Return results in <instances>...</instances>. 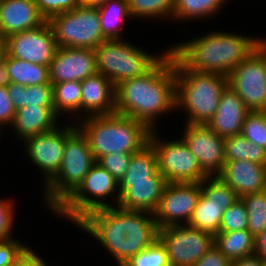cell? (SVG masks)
Wrapping results in <instances>:
<instances>
[{"label": "cell", "instance_id": "cell-1", "mask_svg": "<svg viewBox=\"0 0 266 266\" xmlns=\"http://www.w3.org/2000/svg\"><path fill=\"white\" fill-rule=\"evenodd\" d=\"M75 225L96 238L118 266L158 238L154 213L108 206L88 212Z\"/></svg>", "mask_w": 266, "mask_h": 266}, {"label": "cell", "instance_id": "cell-2", "mask_svg": "<svg viewBox=\"0 0 266 266\" xmlns=\"http://www.w3.org/2000/svg\"><path fill=\"white\" fill-rule=\"evenodd\" d=\"M115 95V113L134 118L143 122L150 130H155L156 119L161 114L178 111L172 52L169 50L144 75L119 83L115 87Z\"/></svg>", "mask_w": 266, "mask_h": 266}, {"label": "cell", "instance_id": "cell-3", "mask_svg": "<svg viewBox=\"0 0 266 266\" xmlns=\"http://www.w3.org/2000/svg\"><path fill=\"white\" fill-rule=\"evenodd\" d=\"M219 31H211L174 46L172 44L169 49L190 70L228 76L254 52L257 38Z\"/></svg>", "mask_w": 266, "mask_h": 266}, {"label": "cell", "instance_id": "cell-4", "mask_svg": "<svg viewBox=\"0 0 266 266\" xmlns=\"http://www.w3.org/2000/svg\"><path fill=\"white\" fill-rule=\"evenodd\" d=\"M80 119L76 126L87 138L96 161L110 153H136L149 143L151 130L134 118L113 113Z\"/></svg>", "mask_w": 266, "mask_h": 266}, {"label": "cell", "instance_id": "cell-5", "mask_svg": "<svg viewBox=\"0 0 266 266\" xmlns=\"http://www.w3.org/2000/svg\"><path fill=\"white\" fill-rule=\"evenodd\" d=\"M176 109L187 112L185 124L207 123L214 116L220 97L228 86V76L196 72L185 67L174 55Z\"/></svg>", "mask_w": 266, "mask_h": 266}, {"label": "cell", "instance_id": "cell-6", "mask_svg": "<svg viewBox=\"0 0 266 266\" xmlns=\"http://www.w3.org/2000/svg\"><path fill=\"white\" fill-rule=\"evenodd\" d=\"M96 162L87 138L77 128L66 139L60 169L44 185L43 200L52 212L78 188Z\"/></svg>", "mask_w": 266, "mask_h": 266}, {"label": "cell", "instance_id": "cell-7", "mask_svg": "<svg viewBox=\"0 0 266 266\" xmlns=\"http://www.w3.org/2000/svg\"><path fill=\"white\" fill-rule=\"evenodd\" d=\"M169 50L157 57L125 39L106 40L94 49L97 72L106 76L116 87L122 81L149 72Z\"/></svg>", "mask_w": 266, "mask_h": 266}, {"label": "cell", "instance_id": "cell-8", "mask_svg": "<svg viewBox=\"0 0 266 266\" xmlns=\"http://www.w3.org/2000/svg\"><path fill=\"white\" fill-rule=\"evenodd\" d=\"M110 196L115 197L113 198L116 201L114 206H118L119 183L105 168L96 162L85 176L84 181L54 213L76 224L90 211L113 206L112 203L108 204L106 201Z\"/></svg>", "mask_w": 266, "mask_h": 266}, {"label": "cell", "instance_id": "cell-9", "mask_svg": "<svg viewBox=\"0 0 266 266\" xmlns=\"http://www.w3.org/2000/svg\"><path fill=\"white\" fill-rule=\"evenodd\" d=\"M57 47L95 49L107 39L102 34L98 8L79 5L47 20Z\"/></svg>", "mask_w": 266, "mask_h": 266}, {"label": "cell", "instance_id": "cell-10", "mask_svg": "<svg viewBox=\"0 0 266 266\" xmlns=\"http://www.w3.org/2000/svg\"><path fill=\"white\" fill-rule=\"evenodd\" d=\"M157 134L151 130L149 143L157 154L158 171L168 183L202 182L208 176L182 138L165 141Z\"/></svg>", "mask_w": 266, "mask_h": 266}, {"label": "cell", "instance_id": "cell-11", "mask_svg": "<svg viewBox=\"0 0 266 266\" xmlns=\"http://www.w3.org/2000/svg\"><path fill=\"white\" fill-rule=\"evenodd\" d=\"M238 199L220 176H207L201 182V194L187 225L213 235L219 233L223 213Z\"/></svg>", "mask_w": 266, "mask_h": 266}, {"label": "cell", "instance_id": "cell-12", "mask_svg": "<svg viewBox=\"0 0 266 266\" xmlns=\"http://www.w3.org/2000/svg\"><path fill=\"white\" fill-rule=\"evenodd\" d=\"M158 239L166 248L171 266H191L214 245L213 234L188 225L158 229Z\"/></svg>", "mask_w": 266, "mask_h": 266}, {"label": "cell", "instance_id": "cell-13", "mask_svg": "<svg viewBox=\"0 0 266 266\" xmlns=\"http://www.w3.org/2000/svg\"><path fill=\"white\" fill-rule=\"evenodd\" d=\"M70 122L63 128L59 125L50 131L40 133L23 141L28 160L41 170L46 185L58 172L62 164L66 139L77 129Z\"/></svg>", "mask_w": 266, "mask_h": 266}, {"label": "cell", "instance_id": "cell-14", "mask_svg": "<svg viewBox=\"0 0 266 266\" xmlns=\"http://www.w3.org/2000/svg\"><path fill=\"white\" fill-rule=\"evenodd\" d=\"M200 194L201 182L168 183L154 212L158 229L175 225H187Z\"/></svg>", "mask_w": 266, "mask_h": 266}, {"label": "cell", "instance_id": "cell-15", "mask_svg": "<svg viewBox=\"0 0 266 266\" xmlns=\"http://www.w3.org/2000/svg\"><path fill=\"white\" fill-rule=\"evenodd\" d=\"M228 86L249 111H266V70L255 52L229 73Z\"/></svg>", "mask_w": 266, "mask_h": 266}, {"label": "cell", "instance_id": "cell-16", "mask_svg": "<svg viewBox=\"0 0 266 266\" xmlns=\"http://www.w3.org/2000/svg\"><path fill=\"white\" fill-rule=\"evenodd\" d=\"M6 53L19 60L49 66L57 49L51 27L43 25L5 38Z\"/></svg>", "mask_w": 266, "mask_h": 266}, {"label": "cell", "instance_id": "cell-17", "mask_svg": "<svg viewBox=\"0 0 266 266\" xmlns=\"http://www.w3.org/2000/svg\"><path fill=\"white\" fill-rule=\"evenodd\" d=\"M181 137L208 176L219 175L225 165V138L218 136L207 125L185 124Z\"/></svg>", "mask_w": 266, "mask_h": 266}, {"label": "cell", "instance_id": "cell-18", "mask_svg": "<svg viewBox=\"0 0 266 266\" xmlns=\"http://www.w3.org/2000/svg\"><path fill=\"white\" fill-rule=\"evenodd\" d=\"M96 73V54L92 48L57 47L49 65V79L52 84L82 82Z\"/></svg>", "mask_w": 266, "mask_h": 266}, {"label": "cell", "instance_id": "cell-19", "mask_svg": "<svg viewBox=\"0 0 266 266\" xmlns=\"http://www.w3.org/2000/svg\"><path fill=\"white\" fill-rule=\"evenodd\" d=\"M167 184L159 171L148 180L120 181L118 206L128 210L154 213Z\"/></svg>", "mask_w": 266, "mask_h": 266}, {"label": "cell", "instance_id": "cell-20", "mask_svg": "<svg viewBox=\"0 0 266 266\" xmlns=\"http://www.w3.org/2000/svg\"><path fill=\"white\" fill-rule=\"evenodd\" d=\"M116 95L114 84L104 75L96 73L81 82V112L84 116L115 113Z\"/></svg>", "mask_w": 266, "mask_h": 266}, {"label": "cell", "instance_id": "cell-21", "mask_svg": "<svg viewBox=\"0 0 266 266\" xmlns=\"http://www.w3.org/2000/svg\"><path fill=\"white\" fill-rule=\"evenodd\" d=\"M45 22L34 0H0V35L4 38Z\"/></svg>", "mask_w": 266, "mask_h": 266}, {"label": "cell", "instance_id": "cell-22", "mask_svg": "<svg viewBox=\"0 0 266 266\" xmlns=\"http://www.w3.org/2000/svg\"><path fill=\"white\" fill-rule=\"evenodd\" d=\"M249 112L238 94L230 86H227L220 97L218 108L207 126L223 138L239 135Z\"/></svg>", "mask_w": 266, "mask_h": 266}, {"label": "cell", "instance_id": "cell-23", "mask_svg": "<svg viewBox=\"0 0 266 266\" xmlns=\"http://www.w3.org/2000/svg\"><path fill=\"white\" fill-rule=\"evenodd\" d=\"M220 176L238 195L263 191L266 186V165L248 160L226 161Z\"/></svg>", "mask_w": 266, "mask_h": 266}, {"label": "cell", "instance_id": "cell-24", "mask_svg": "<svg viewBox=\"0 0 266 266\" xmlns=\"http://www.w3.org/2000/svg\"><path fill=\"white\" fill-rule=\"evenodd\" d=\"M59 117L54 108L47 106H24L15 112L11 127L21 141L52 130L58 126Z\"/></svg>", "mask_w": 266, "mask_h": 266}, {"label": "cell", "instance_id": "cell-25", "mask_svg": "<svg viewBox=\"0 0 266 266\" xmlns=\"http://www.w3.org/2000/svg\"><path fill=\"white\" fill-rule=\"evenodd\" d=\"M214 245L230 261L255 254V237L248 229L219 232L214 235Z\"/></svg>", "mask_w": 266, "mask_h": 266}, {"label": "cell", "instance_id": "cell-26", "mask_svg": "<svg viewBox=\"0 0 266 266\" xmlns=\"http://www.w3.org/2000/svg\"><path fill=\"white\" fill-rule=\"evenodd\" d=\"M7 91L16 110L24 106H47L48 108H54L53 85L51 82L30 86L11 83L7 87Z\"/></svg>", "mask_w": 266, "mask_h": 266}, {"label": "cell", "instance_id": "cell-27", "mask_svg": "<svg viewBox=\"0 0 266 266\" xmlns=\"http://www.w3.org/2000/svg\"><path fill=\"white\" fill-rule=\"evenodd\" d=\"M12 83L24 86L50 83L49 66L23 61L5 54L4 60Z\"/></svg>", "mask_w": 266, "mask_h": 266}, {"label": "cell", "instance_id": "cell-28", "mask_svg": "<svg viewBox=\"0 0 266 266\" xmlns=\"http://www.w3.org/2000/svg\"><path fill=\"white\" fill-rule=\"evenodd\" d=\"M102 34L107 40L122 39L124 20L131 19L127 0H108L98 7ZM122 26V27H121Z\"/></svg>", "mask_w": 266, "mask_h": 266}, {"label": "cell", "instance_id": "cell-29", "mask_svg": "<svg viewBox=\"0 0 266 266\" xmlns=\"http://www.w3.org/2000/svg\"><path fill=\"white\" fill-rule=\"evenodd\" d=\"M53 105L56 115L60 118L62 114H72L81 117V82L68 81L54 83ZM77 114V115H76Z\"/></svg>", "mask_w": 266, "mask_h": 266}, {"label": "cell", "instance_id": "cell-30", "mask_svg": "<svg viewBox=\"0 0 266 266\" xmlns=\"http://www.w3.org/2000/svg\"><path fill=\"white\" fill-rule=\"evenodd\" d=\"M224 156L225 161L248 160L266 165V149L248 141L241 134L225 138Z\"/></svg>", "mask_w": 266, "mask_h": 266}, {"label": "cell", "instance_id": "cell-31", "mask_svg": "<svg viewBox=\"0 0 266 266\" xmlns=\"http://www.w3.org/2000/svg\"><path fill=\"white\" fill-rule=\"evenodd\" d=\"M158 172L157 154L150 143L131 155L126 174L121 181L148 180Z\"/></svg>", "mask_w": 266, "mask_h": 266}, {"label": "cell", "instance_id": "cell-32", "mask_svg": "<svg viewBox=\"0 0 266 266\" xmlns=\"http://www.w3.org/2000/svg\"><path fill=\"white\" fill-rule=\"evenodd\" d=\"M227 0H174L172 18L194 20L218 14Z\"/></svg>", "mask_w": 266, "mask_h": 266}, {"label": "cell", "instance_id": "cell-33", "mask_svg": "<svg viewBox=\"0 0 266 266\" xmlns=\"http://www.w3.org/2000/svg\"><path fill=\"white\" fill-rule=\"evenodd\" d=\"M246 206L248 230L257 237L266 229V193L260 191L241 197Z\"/></svg>", "mask_w": 266, "mask_h": 266}, {"label": "cell", "instance_id": "cell-34", "mask_svg": "<svg viewBox=\"0 0 266 266\" xmlns=\"http://www.w3.org/2000/svg\"><path fill=\"white\" fill-rule=\"evenodd\" d=\"M131 17L172 18L174 0H127ZM171 17V18H170Z\"/></svg>", "mask_w": 266, "mask_h": 266}, {"label": "cell", "instance_id": "cell-35", "mask_svg": "<svg viewBox=\"0 0 266 266\" xmlns=\"http://www.w3.org/2000/svg\"><path fill=\"white\" fill-rule=\"evenodd\" d=\"M123 266H171L166 248L157 238L146 249L132 256Z\"/></svg>", "mask_w": 266, "mask_h": 266}, {"label": "cell", "instance_id": "cell-36", "mask_svg": "<svg viewBox=\"0 0 266 266\" xmlns=\"http://www.w3.org/2000/svg\"><path fill=\"white\" fill-rule=\"evenodd\" d=\"M241 135L266 149V111H250L243 122Z\"/></svg>", "mask_w": 266, "mask_h": 266}, {"label": "cell", "instance_id": "cell-37", "mask_svg": "<svg viewBox=\"0 0 266 266\" xmlns=\"http://www.w3.org/2000/svg\"><path fill=\"white\" fill-rule=\"evenodd\" d=\"M248 229L246 206L242 199L236 200L223 213L219 232Z\"/></svg>", "mask_w": 266, "mask_h": 266}, {"label": "cell", "instance_id": "cell-38", "mask_svg": "<svg viewBox=\"0 0 266 266\" xmlns=\"http://www.w3.org/2000/svg\"><path fill=\"white\" fill-rule=\"evenodd\" d=\"M132 154L122 152L103 155L97 163L105 168L119 183L127 172Z\"/></svg>", "mask_w": 266, "mask_h": 266}, {"label": "cell", "instance_id": "cell-39", "mask_svg": "<svg viewBox=\"0 0 266 266\" xmlns=\"http://www.w3.org/2000/svg\"><path fill=\"white\" fill-rule=\"evenodd\" d=\"M31 247L22 245L16 238L0 240V266H12L17 263Z\"/></svg>", "mask_w": 266, "mask_h": 266}, {"label": "cell", "instance_id": "cell-40", "mask_svg": "<svg viewBox=\"0 0 266 266\" xmlns=\"http://www.w3.org/2000/svg\"><path fill=\"white\" fill-rule=\"evenodd\" d=\"M46 21L58 14L71 11L80 5V0H34Z\"/></svg>", "mask_w": 266, "mask_h": 266}, {"label": "cell", "instance_id": "cell-41", "mask_svg": "<svg viewBox=\"0 0 266 266\" xmlns=\"http://www.w3.org/2000/svg\"><path fill=\"white\" fill-rule=\"evenodd\" d=\"M10 199H0V240L13 238L15 204ZM13 228V229H12Z\"/></svg>", "mask_w": 266, "mask_h": 266}, {"label": "cell", "instance_id": "cell-42", "mask_svg": "<svg viewBox=\"0 0 266 266\" xmlns=\"http://www.w3.org/2000/svg\"><path fill=\"white\" fill-rule=\"evenodd\" d=\"M16 109L9 97L6 87L0 86V126L11 125L15 117Z\"/></svg>", "mask_w": 266, "mask_h": 266}, {"label": "cell", "instance_id": "cell-43", "mask_svg": "<svg viewBox=\"0 0 266 266\" xmlns=\"http://www.w3.org/2000/svg\"><path fill=\"white\" fill-rule=\"evenodd\" d=\"M191 266H231V261L216 247V245H213Z\"/></svg>", "mask_w": 266, "mask_h": 266}, {"label": "cell", "instance_id": "cell-44", "mask_svg": "<svg viewBox=\"0 0 266 266\" xmlns=\"http://www.w3.org/2000/svg\"><path fill=\"white\" fill-rule=\"evenodd\" d=\"M263 264L264 260L256 254L231 261V266H263Z\"/></svg>", "mask_w": 266, "mask_h": 266}, {"label": "cell", "instance_id": "cell-45", "mask_svg": "<svg viewBox=\"0 0 266 266\" xmlns=\"http://www.w3.org/2000/svg\"><path fill=\"white\" fill-rule=\"evenodd\" d=\"M39 254H36L32 249H30L25 255H24V266H48L46 264V261H44Z\"/></svg>", "mask_w": 266, "mask_h": 266}, {"label": "cell", "instance_id": "cell-46", "mask_svg": "<svg viewBox=\"0 0 266 266\" xmlns=\"http://www.w3.org/2000/svg\"><path fill=\"white\" fill-rule=\"evenodd\" d=\"M255 254L266 260V229L255 237Z\"/></svg>", "mask_w": 266, "mask_h": 266}, {"label": "cell", "instance_id": "cell-47", "mask_svg": "<svg viewBox=\"0 0 266 266\" xmlns=\"http://www.w3.org/2000/svg\"><path fill=\"white\" fill-rule=\"evenodd\" d=\"M254 52L262 59L266 70V39H257Z\"/></svg>", "mask_w": 266, "mask_h": 266}, {"label": "cell", "instance_id": "cell-48", "mask_svg": "<svg viewBox=\"0 0 266 266\" xmlns=\"http://www.w3.org/2000/svg\"><path fill=\"white\" fill-rule=\"evenodd\" d=\"M11 83L12 82L7 69V64L2 61L0 63V86L7 88Z\"/></svg>", "mask_w": 266, "mask_h": 266}, {"label": "cell", "instance_id": "cell-49", "mask_svg": "<svg viewBox=\"0 0 266 266\" xmlns=\"http://www.w3.org/2000/svg\"><path fill=\"white\" fill-rule=\"evenodd\" d=\"M108 0H80V5L86 7L98 8L104 5Z\"/></svg>", "mask_w": 266, "mask_h": 266}, {"label": "cell", "instance_id": "cell-50", "mask_svg": "<svg viewBox=\"0 0 266 266\" xmlns=\"http://www.w3.org/2000/svg\"><path fill=\"white\" fill-rule=\"evenodd\" d=\"M6 54V41L5 38L0 35V63L4 60Z\"/></svg>", "mask_w": 266, "mask_h": 266}, {"label": "cell", "instance_id": "cell-51", "mask_svg": "<svg viewBox=\"0 0 266 266\" xmlns=\"http://www.w3.org/2000/svg\"><path fill=\"white\" fill-rule=\"evenodd\" d=\"M12 266H24V256Z\"/></svg>", "mask_w": 266, "mask_h": 266}]
</instances>
